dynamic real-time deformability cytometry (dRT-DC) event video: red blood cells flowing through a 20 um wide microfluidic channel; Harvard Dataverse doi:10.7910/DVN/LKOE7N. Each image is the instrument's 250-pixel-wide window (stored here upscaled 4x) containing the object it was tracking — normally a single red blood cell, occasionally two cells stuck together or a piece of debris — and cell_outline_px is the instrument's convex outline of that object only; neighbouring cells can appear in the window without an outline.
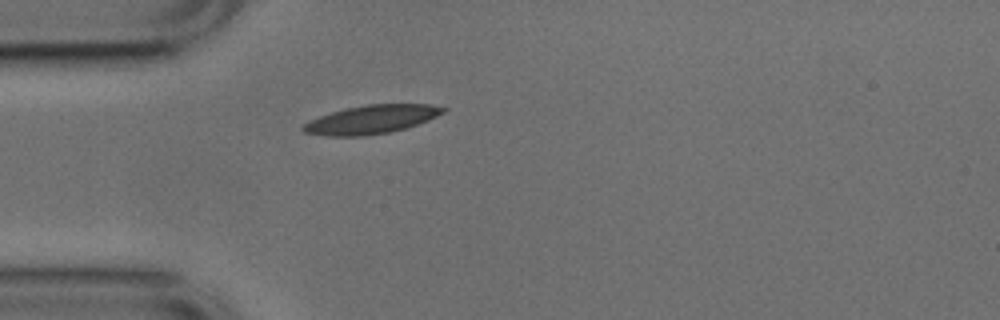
{"species": "common noctule bat (a hibernating species)", "species_latin": "Nyctalus noctula", "temperature_condition": "cold", "stored_images_in_passage": 1, "camera_frame_rate_fps": 3000, "um_per_image_px": 0.085, "animal": {"sex": "male", "body_mass_g": 17.9, "forearm_length_mm": 54.2}, "frame": {"image": 1, "passage_image": 1, "time_ms": 0.0, "image_size_px": [1000, 320], "cell_outline_px": [[448, 108], [444, 112], [428, 120], [404, 128], [388, 132], [364, 136], [328, 136], [304, 132], [300, 128], [308, 120], [344, 108], [368, 104], [432, 104]], "centroid_in_image_um": [31.55, 10.14], "position_along_channel_um": 53.5, "area_um2": 23.18}}